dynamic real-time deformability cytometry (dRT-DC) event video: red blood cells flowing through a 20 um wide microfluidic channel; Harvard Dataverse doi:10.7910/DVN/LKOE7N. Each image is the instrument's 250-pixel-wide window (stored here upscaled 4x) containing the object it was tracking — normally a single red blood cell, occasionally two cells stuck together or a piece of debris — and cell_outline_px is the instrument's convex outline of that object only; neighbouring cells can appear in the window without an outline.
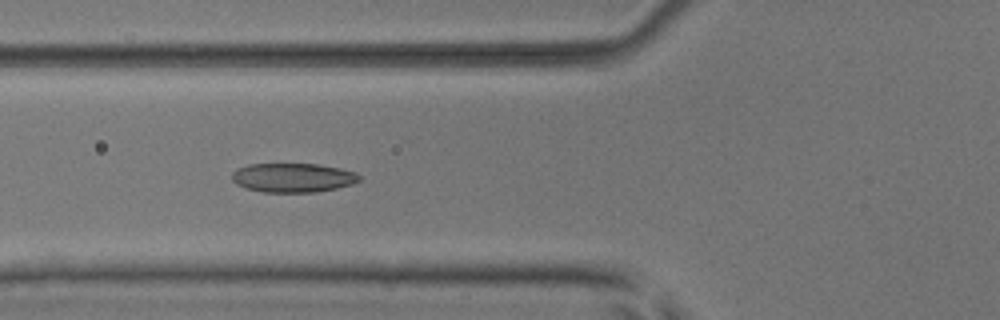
{"species": "common noctule bat (a hibernating species)", "species_latin": "Nyctalus noctula", "temperature_condition": "room temperature", "stored_images_in_passage": 51, "camera_frame_rate_fps": 3000, "um_per_image_px": 0.085, "animal": {"sex": "male", "body_mass_g": 17.9, "forearm_length_mm": 54.2}, "frame": {"image": 1, "passage_image": 20, "time_ms": 6.333, "image_size_px": [1000, 320], "cell_outline_px": [[360, 180], [352, 184], [336, 188], [316, 192], [264, 192], [244, 188], [236, 184], [232, 180], [232, 172], [236, 168], [248, 164], [316, 164], [340, 168], [356, 172], [360, 176]], "centroid_in_image_um": [24.87, 15.1], "position_along_channel_um": 100.9, "area_um2": 21.73}}
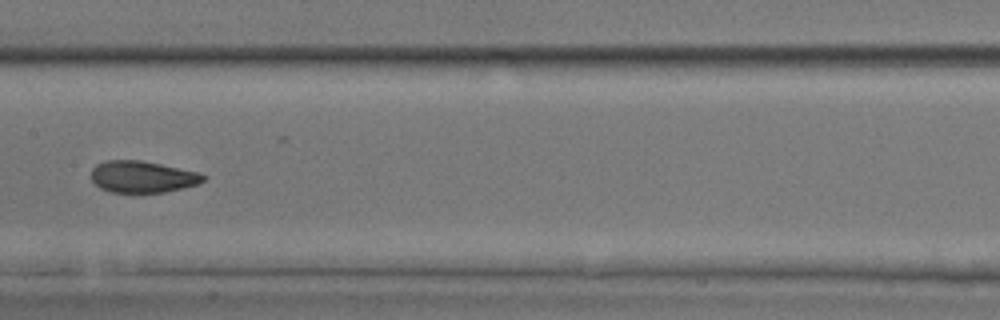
{"frame": {"image": 2, "passage_image": 27, "time_ms": 8.667, "image_size_px": [1000, 320], "cell_outline_px": [[204, 180], [196, 184], [184, 188], [164, 192], [112, 192], [100, 188], [92, 180], [92, 168], [96, 164], [104, 160], [140, 160], [200, 172], [204, 176]], "centroid_in_image_um": [12.09, 15.02], "position_along_channel_um": 195.3, "area_um2": 20.58}}
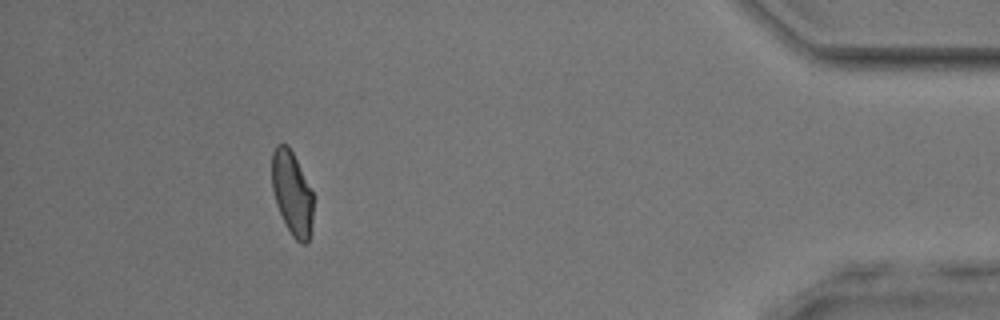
{"frame": {"image": 3, "passage_image": 47, "time_ms": 15.333, "image_size_px": [1000, 320], "cell_outline_px": [[312, 220], [308, 244], [300, 244], [292, 236], [276, 204], [272, 188], [272, 152], [276, 144], [288, 144], [312, 192]], "centroid_in_image_um": [24.81, 16.43], "position_along_channel_um": 410.4, "area_um2": 19.88}, "authors_computed_cell_mechanics": {"area_um2": 21.2704, "velocity_mm_per_s": 4.0535, "shape_relaxation_time_tau1_ms": 3.6956, "shape_relaxation_time_tau2_ms": 1.4924, "deformation_change_tau1": 0.1303, "deformation_change_tau2": 0.0625}}